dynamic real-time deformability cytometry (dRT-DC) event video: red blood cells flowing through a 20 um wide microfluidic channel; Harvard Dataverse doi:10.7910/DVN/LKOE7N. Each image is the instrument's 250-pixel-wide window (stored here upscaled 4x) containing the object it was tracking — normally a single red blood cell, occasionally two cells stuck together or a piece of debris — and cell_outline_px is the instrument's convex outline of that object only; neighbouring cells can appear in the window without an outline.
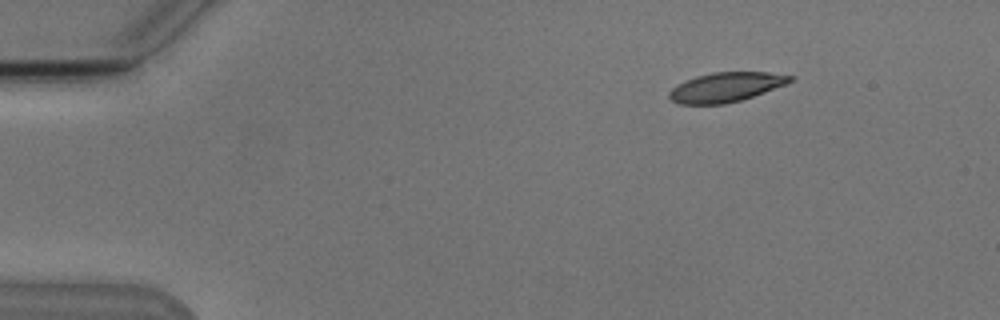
{"species": "Egyptian fruit bat (a non-hibernating species)", "species_latin": "Rousettus aegyptiacus", "temperature_condition": "cold", "stored_images_in_passage": 5, "camera_frame_rate_fps": 3000, "um_per_image_px": 0.085, "animal": {"sex": "male"}, "frame": {"image": 1, "passage_image": 1, "time_ms": 0.0, "image_size_px": [1000, 320], "cell_outline_px": [[796, 80], [764, 92], [740, 100], [724, 104], [676, 104], [668, 96], [668, 92], [672, 88], [696, 76], [716, 72], [768, 72], [796, 76]], "centroid_in_image_um": [61.73, 7.4], "position_along_channel_um": 23.3, "area_um2": 20.63}}